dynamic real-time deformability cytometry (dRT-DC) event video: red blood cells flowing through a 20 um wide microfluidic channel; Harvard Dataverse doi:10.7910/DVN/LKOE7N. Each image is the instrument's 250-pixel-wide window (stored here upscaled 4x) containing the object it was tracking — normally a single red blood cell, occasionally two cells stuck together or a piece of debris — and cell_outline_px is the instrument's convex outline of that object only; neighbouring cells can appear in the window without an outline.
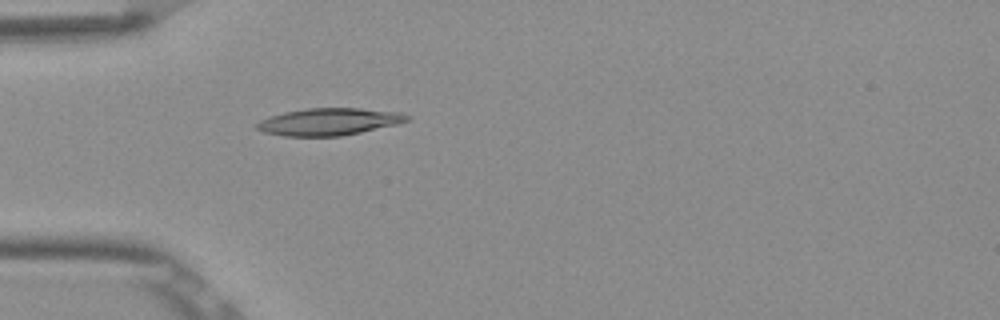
{"species": "Egyptian fruit bat (a non-hibernating species)", "species_latin": "Rousettus aegyptiacus", "temperature_condition": "room temperature", "stored_images_in_passage": 4, "camera_frame_rate_fps": 3000, "um_per_image_px": 0.085, "frame": {"image": 1, "passage_image": 4, "time_ms": 1.0, "image_size_px": [1000, 320], "cell_outline_px": [[408, 120], [396, 124], [360, 132], [340, 136], [284, 136], [264, 132], [256, 128], [256, 124], [260, 120], [268, 116], [284, 112], [308, 108], [360, 108], [400, 112], [408, 116]], "centroid_in_image_um": [27.92, 10.34], "position_along_channel_um": 57.1, "area_um2": 23.58}}